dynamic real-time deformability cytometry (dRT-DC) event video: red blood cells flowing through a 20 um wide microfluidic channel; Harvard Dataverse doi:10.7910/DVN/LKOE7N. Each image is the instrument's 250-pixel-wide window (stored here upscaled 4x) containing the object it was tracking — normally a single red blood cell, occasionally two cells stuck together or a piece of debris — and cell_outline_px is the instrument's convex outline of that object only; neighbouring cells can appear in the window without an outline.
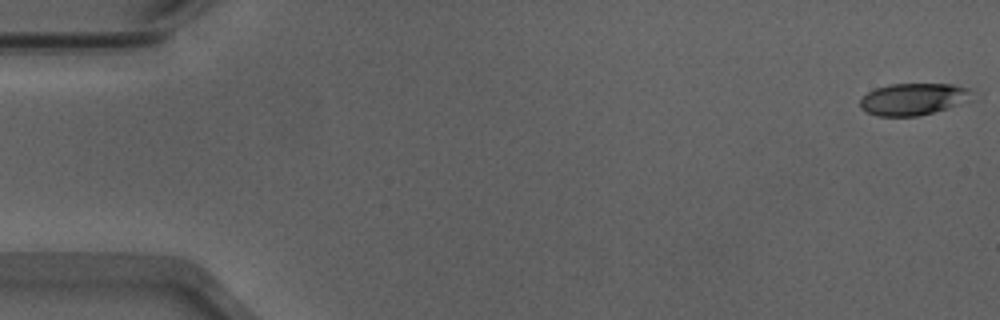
{"species": "Egyptian fruit bat (a non-hibernating species)", "species_latin": "Rousettus aegyptiacus", "temperature_condition": "warm", "stored_images_in_passage": 53, "camera_frame_rate_fps": 3000, "um_per_image_px": 0.085, "animal": {"sex": "male"}, "frame": {"image": 1, "passage_image": 1, "time_ms": 0.0, "image_size_px": [1000, 320], "cell_outline_px": [[976, 92], [972, 100], [948, 108], [916, 116], [876, 116], [860, 108], [860, 100], [868, 92], [876, 88], [888, 84], [956, 84], [968, 88]], "centroid_in_image_um": [77.7, 8.41], "position_along_channel_um": 7.3, "area_um2": 21.04}}
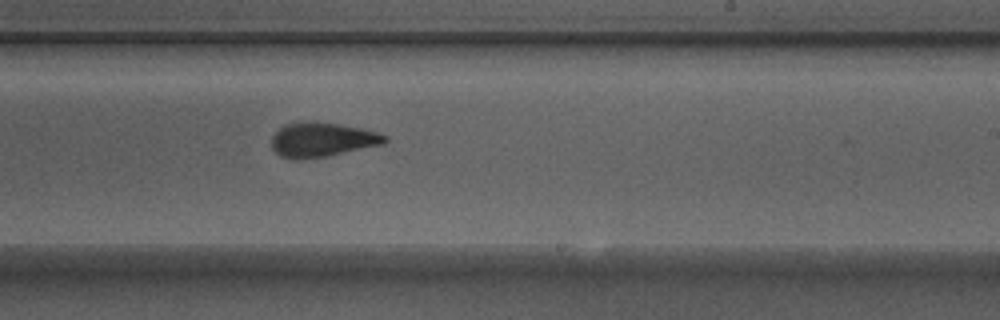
{"frame": {"image": 2, "passage_image": 32, "time_ms": 10.333, "image_size_px": [1000, 320], "cell_outline_px": [[388, 140], [384, 144], [328, 156], [296, 160], [280, 156], [272, 148], [272, 136], [284, 124], [312, 120], [360, 128], [376, 132], [388, 136]], "centroid_in_image_um": [27.37, 11.87], "position_along_channel_um": 261.6, "area_um2": 22.77}}
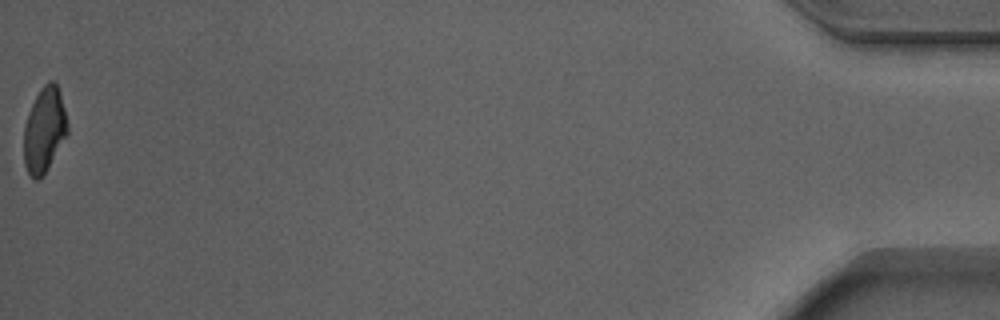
{"frame": {"image": 3, "passage_image": 53, "time_ms": 17.333, "image_size_px": [1000, 320], "cell_outline_px": [[68, 132], [48, 168], [36, 180], [28, 172], [24, 164], [24, 124], [28, 112], [40, 88], [48, 80], [52, 80], [56, 84], [60, 92], [68, 124]], "centroid_in_image_um": [3.76, 11.0], "position_along_channel_um": 431.4, "area_um2": 21.39}, "authors_computed_cell_mechanics": {"area_um2": 22.5998, "velocity_mm_per_s": 3.9035, "shape_relaxation_time_tau1_ms": 4.7888, "shape_relaxation_time_tau2_ms": 2.1069, "deformation_change_tau1": 0.1918, "deformation_change_tau2": 0.1001}}